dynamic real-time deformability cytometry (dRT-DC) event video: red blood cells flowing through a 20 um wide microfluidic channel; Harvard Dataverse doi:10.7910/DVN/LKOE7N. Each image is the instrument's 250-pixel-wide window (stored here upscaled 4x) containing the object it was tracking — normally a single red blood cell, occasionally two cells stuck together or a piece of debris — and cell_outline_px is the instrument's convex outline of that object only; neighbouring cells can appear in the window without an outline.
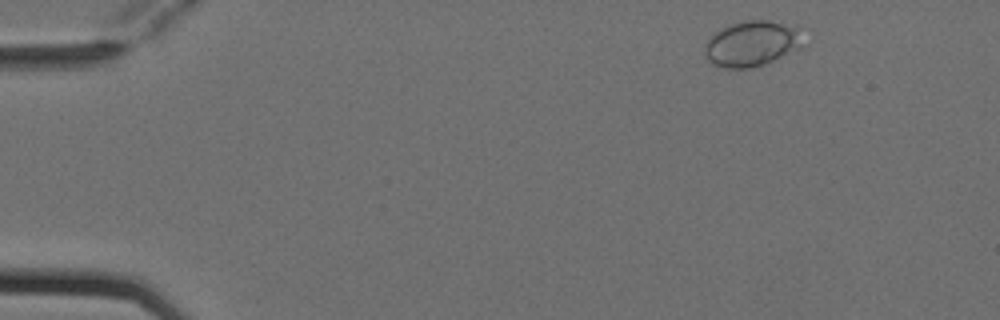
{"species": "Egyptian fruit bat (a non-hibernating species)", "species_latin": "Rousettus aegyptiacus", "temperature_condition": "cold", "stored_images_in_passage": 5, "camera_frame_rate_fps": 3000, "um_per_image_px": 0.085, "animal": {"sex": "female"}, "frame": {"image": 1, "passage_image": 1, "time_ms": 0.0, "image_size_px": [1000, 320], "cell_outline_px": [[800, 48], [764, 64], [748, 68], [724, 68], [712, 64], [708, 60], [704, 52], [704, 48], [708, 40], [716, 32], [732, 24], [748, 20], [768, 20], [796, 24]], "centroid_in_image_um": [63.87, 3.71], "position_along_channel_um": 21.1, "area_um2": 25.61}}